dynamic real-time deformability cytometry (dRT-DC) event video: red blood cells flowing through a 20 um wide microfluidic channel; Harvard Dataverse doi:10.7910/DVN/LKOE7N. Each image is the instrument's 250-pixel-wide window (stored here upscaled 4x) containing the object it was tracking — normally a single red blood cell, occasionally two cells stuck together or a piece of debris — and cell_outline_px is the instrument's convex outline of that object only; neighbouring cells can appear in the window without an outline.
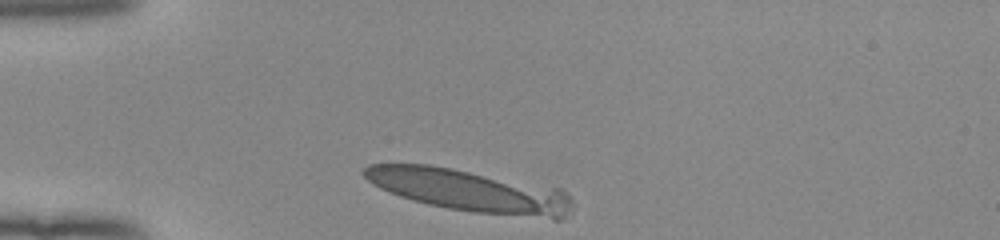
{"species": "human", "species_latin": "Homo sapiens", "temperature_condition": "room temperature", "stored_images_in_passage": 3, "camera_frame_rate_fps": 3000, "um_per_image_px": 0.085, "donor": {"sex": "female"}, "frame": {"image": 1, "passage_image": 1, "time_ms": 0.0, "image_size_px": [1000, 240], "cell_outline_px": [[572, 212], [560, 220], [552, 220], [472, 212], [448, 208], [428, 204], [412, 200], [400, 196], [380, 188], [372, 184], [360, 172], [368, 164], [428, 164], [452, 168], [560, 188], [572, 200]], "centroid_in_image_um": [39.96, 16.22], "position_along_channel_um": 45.0, "area_um2": 51.62}}